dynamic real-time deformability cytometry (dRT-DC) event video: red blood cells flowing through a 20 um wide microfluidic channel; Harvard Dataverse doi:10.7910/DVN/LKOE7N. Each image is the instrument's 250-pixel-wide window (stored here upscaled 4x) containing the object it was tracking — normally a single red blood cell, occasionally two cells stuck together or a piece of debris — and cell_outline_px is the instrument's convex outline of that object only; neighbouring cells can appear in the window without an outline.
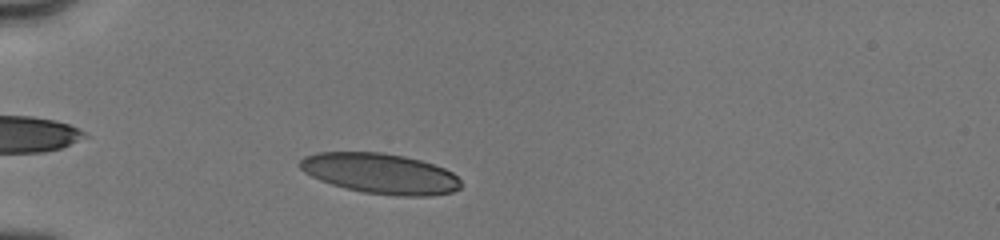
{"species": "human", "species_latin": "Homo sapiens", "temperature_condition": "cold", "stored_images_in_passage": 14, "camera_frame_rate_fps": 3000, "um_per_image_px": 0.085, "donor": {"sex": "male"}, "frame": {"image": 1, "passage_image": 5, "time_ms": 1.333, "image_size_px": [1000, 240], "cell_outline_px": [[460, 188], [452, 192], [432, 196], [396, 196], [364, 192], [344, 188], [320, 180], [304, 172], [296, 164], [304, 156], [316, 152], [380, 152], [404, 156], [420, 160], [444, 168], [452, 172], [460, 180]], "centroid_in_image_um": [32.3, 14.75], "position_along_channel_um": 52.7, "area_um2": 37.97}}
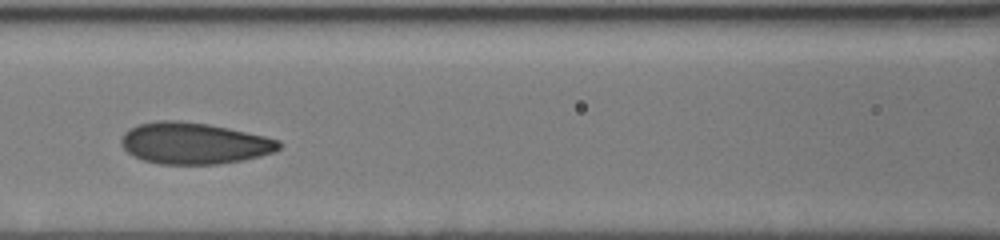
{"frame": {"image": 2, "passage_image": 11, "time_ms": 4.333, "image_size_px": [1000, 240], "cell_outline_px": [[280, 148], [276, 152], [244, 160], [216, 164], [160, 164], [144, 160], [128, 152], [120, 144], [120, 140], [124, 132], [128, 128], [140, 124], [156, 120], [180, 120], [208, 124], [228, 128], [264, 136], [280, 140]], "centroid_in_image_um": [16.49, 12.17], "position_along_channel_um": 150.1, "area_um2": 38.15}}
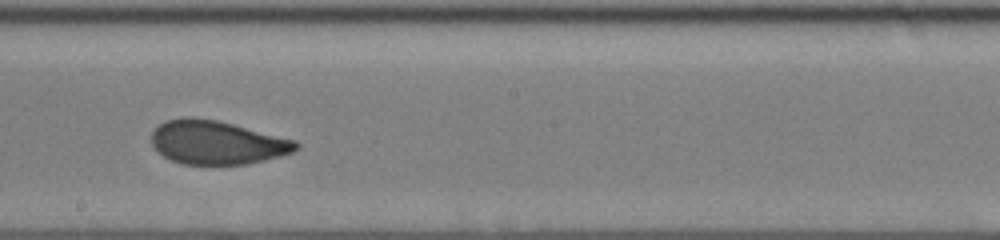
{"frame": {"image": 3, "passage_image": 13, "time_ms": 6.333, "image_size_px": [1000, 240], "cell_outline_px": [[300, 148], [292, 152], [280, 156], [264, 160], [244, 164], [180, 164], [168, 160], [152, 144], [152, 132], [164, 120], [184, 116], [192, 116], [216, 120], [296, 140], [300, 144]], "centroid_in_image_um": [18.43, 12.1], "position_along_channel_um": 229.8, "area_um2": 36.76}}